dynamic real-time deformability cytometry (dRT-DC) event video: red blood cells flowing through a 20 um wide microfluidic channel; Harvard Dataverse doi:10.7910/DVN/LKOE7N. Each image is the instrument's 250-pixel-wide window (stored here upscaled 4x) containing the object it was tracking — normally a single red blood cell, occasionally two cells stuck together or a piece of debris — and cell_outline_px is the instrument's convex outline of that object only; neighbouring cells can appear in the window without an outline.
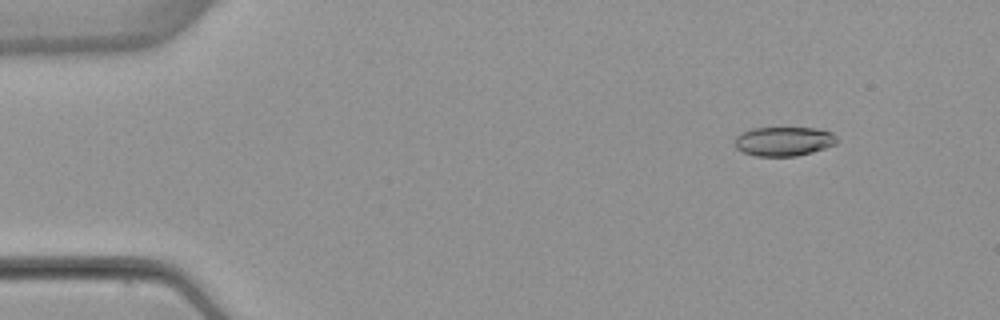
{"species": "common noctule bat (a hibernating species)", "species_latin": "Nyctalus noctula", "temperature_condition": "warm", "stored_images_in_passage": 54, "segment_of_instrument_passage": [1, 2], "camera_frame_rate_fps": 3000, "um_per_image_px": 0.085, "animal": {"sex": "female", "body_mass_g": 22.7, "forearm_length_mm": 54.2}, "frame": {"image": 1, "passage_image": 6, "time_ms": 1.667, "image_size_px": [1000, 320], "cell_outline_px": [[840, 140], [836, 144], [812, 152], [796, 156], [756, 156], [744, 152], [736, 148], [736, 136], [752, 128], [816, 128], [832, 132]], "centroid_in_image_um": [66.67, 12.01], "position_along_channel_um": 18.3, "area_um2": 17.34}}
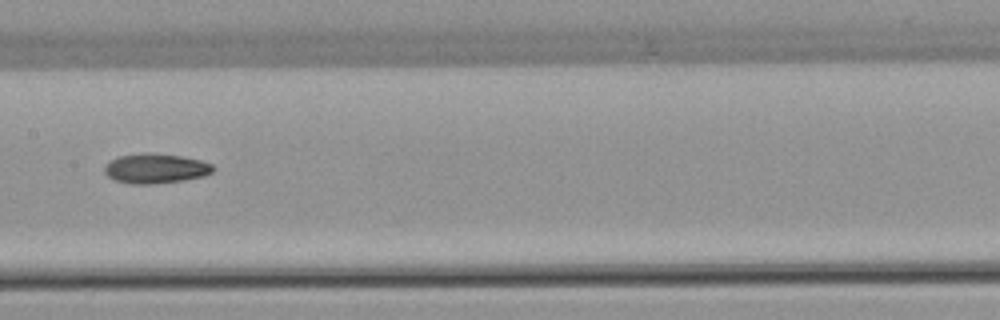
{"frame": {"image": 2, "passage_image": 27, "time_ms": 8.667, "image_size_px": [1000, 320], "cell_outline_px": [[216, 168], [212, 172], [204, 176], [184, 180], [152, 184], [132, 184], [116, 180], [108, 176], [104, 172], [104, 164], [108, 160], [116, 156], [144, 152], [148, 152], [180, 156], [200, 160], [212, 164]], "centroid_in_image_um": [13.19, 14.31], "position_along_channel_um": 194.2, "area_um2": 19.07}}
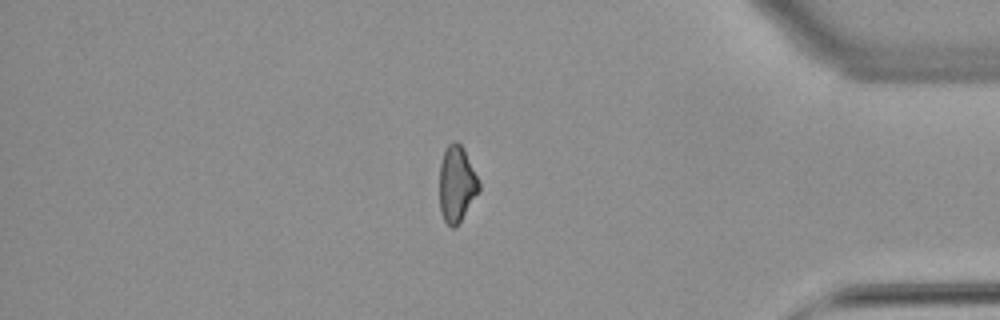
{"frame": {"image": 3, "passage_image": 45, "time_ms": 14.667, "image_size_px": [1000, 320], "cell_outline_px": [[480, 188], [460, 220], [452, 228], [444, 220], [440, 212], [440, 164], [444, 152], [448, 144], [452, 140], [456, 140], [464, 148], [480, 180]], "centroid_in_image_um": [38.82, 15.57], "position_along_channel_um": 396.4, "area_um2": 17.34}}